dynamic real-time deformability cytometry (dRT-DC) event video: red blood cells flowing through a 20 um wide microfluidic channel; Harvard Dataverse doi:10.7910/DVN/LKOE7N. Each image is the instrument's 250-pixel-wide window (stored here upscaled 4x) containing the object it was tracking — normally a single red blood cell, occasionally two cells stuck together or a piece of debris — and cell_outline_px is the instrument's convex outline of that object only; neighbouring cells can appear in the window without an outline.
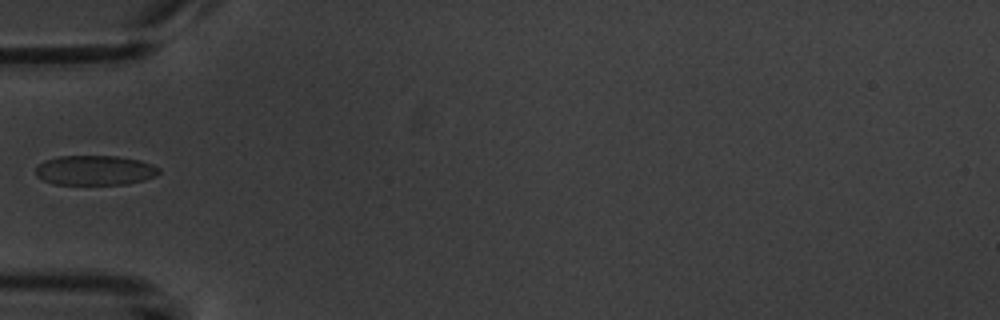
{"species": "common noctule bat (a hibernating species)", "species_latin": "Nyctalus noctula", "temperature_condition": "warm", "stored_images_in_passage": 2, "camera_frame_rate_fps": 3000, "um_per_image_px": 0.085, "animal": {"sex": "male", "body_mass_g": 20.1, "forearm_length_mm": 53.5}, "frame": {"image": 1, "passage_image": 2, "time_ms": 2.0, "image_size_px": [1000, 320], "cell_outline_px": [[160, 172], [156, 176], [144, 180], [128, 184], [52, 184], [36, 176], [36, 164], [44, 160], [56, 156], [116, 156], [140, 160], [152, 164], [160, 168]], "centroid_in_image_um": [8.06, 14.47], "position_along_channel_um": 76.9, "area_um2": 21.62}}